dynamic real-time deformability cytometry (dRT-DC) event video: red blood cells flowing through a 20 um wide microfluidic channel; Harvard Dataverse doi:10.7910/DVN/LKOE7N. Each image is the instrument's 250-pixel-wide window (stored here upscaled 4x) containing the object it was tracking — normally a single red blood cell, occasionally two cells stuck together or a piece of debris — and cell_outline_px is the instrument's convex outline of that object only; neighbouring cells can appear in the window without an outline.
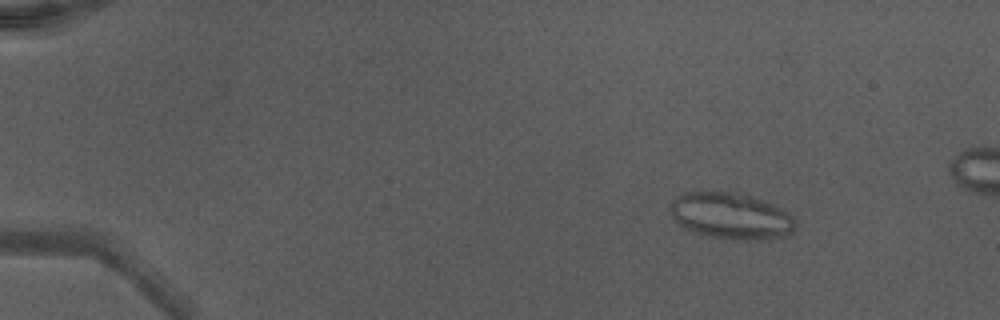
{"species": "Egyptian fruit bat (a non-hibernating species)", "species_latin": "Rousettus aegyptiacus", "temperature_condition": "warm", "stored_images_in_passage": 18, "camera_frame_rate_fps": 3000, "um_per_image_px": 0.085, "animal": {"sex": "male"}, "frame": {"image": 1, "passage_image": 8, "time_ms": 2.333, "image_size_px": [1000, 320], "cell_outline_px": [[796, 224], [792, 232], [788, 236], [760, 240], [720, 240], [704, 236], [692, 232], [684, 228], [672, 216], [668, 208], [668, 204], [672, 200], [684, 192], [744, 192], [780, 208], [788, 212], [796, 220]], "centroid_in_image_um": [62.12, 18.38], "position_along_channel_um": 22.9, "area_um2": 34.62}}